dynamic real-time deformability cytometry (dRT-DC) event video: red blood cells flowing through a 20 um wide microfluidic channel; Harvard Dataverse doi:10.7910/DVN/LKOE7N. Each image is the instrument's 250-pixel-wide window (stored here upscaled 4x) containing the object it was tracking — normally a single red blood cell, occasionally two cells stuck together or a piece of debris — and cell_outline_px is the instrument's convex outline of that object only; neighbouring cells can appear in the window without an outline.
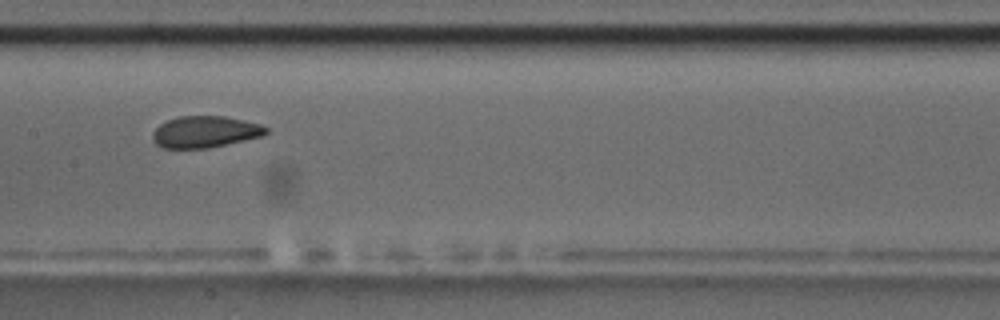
{"species": "common noctule bat (a hibernating species)", "species_latin": "Nyctalus noctula", "temperature_condition": "room temperature", "stored_images_in_passage": 8, "camera_frame_rate_fps": 3000, "um_per_image_px": 0.085, "animal": {"sex": "male", "body_mass_g": 17.5, "forearm_length_mm": 52.3}, "frame": {"image": 1, "passage_image": 8, "time_ms": 9.667, "image_size_px": [1000, 320], "cell_outline_px": [[268, 132], [264, 136], [208, 148], [160, 148], [152, 140], [152, 132], [160, 124], [168, 120], [180, 116], [224, 116], [244, 120], [260, 124], [268, 128]], "centroid_in_image_um": [17.43, 11.21], "position_along_channel_um": 190.0, "area_um2": 20.98}}